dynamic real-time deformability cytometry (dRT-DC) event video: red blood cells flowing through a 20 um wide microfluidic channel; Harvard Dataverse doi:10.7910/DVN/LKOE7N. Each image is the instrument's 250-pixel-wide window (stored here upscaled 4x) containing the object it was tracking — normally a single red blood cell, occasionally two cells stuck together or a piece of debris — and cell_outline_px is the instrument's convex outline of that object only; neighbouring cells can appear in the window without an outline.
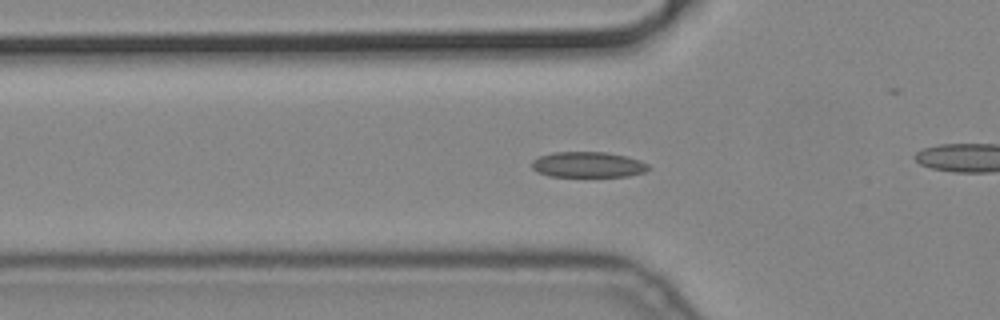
{"species": "common noctule bat (a hibernating species)", "species_latin": "Nyctalus noctula", "temperature_condition": "cold", "stored_images_in_passage": 58, "camera_frame_rate_fps": 3000, "um_per_image_px": 0.085, "animal": {"sex": "male", "body_mass_g": 19.2, "forearm_length_mm": 51.8}, "frame": {"image": 1, "passage_image": 20, "time_ms": 6.333, "image_size_px": [1000, 320], "cell_outline_px": [[652, 168], [644, 172], [628, 176], [548, 176], [536, 172], [532, 168], [532, 160], [540, 156], [552, 152], [608, 152], [640, 160], [648, 164]], "centroid_in_image_um": [49.97, 13.99], "position_along_channel_um": 75.8, "area_um2": 17.46}}
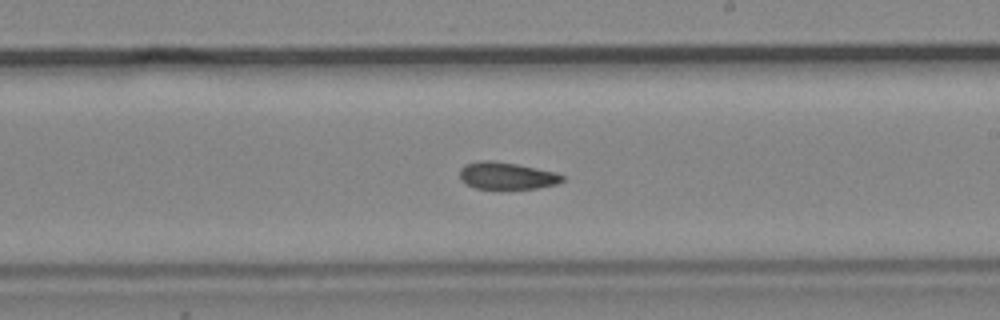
{"frame": {"image": 2, "passage_image": 34, "time_ms": 11.0, "image_size_px": [1000, 320], "cell_outline_px": [[564, 180], [556, 184], [536, 188], [476, 188], [464, 184], [460, 180], [460, 168], [464, 164], [480, 160], [492, 160], [516, 164], [556, 172], [564, 176]], "centroid_in_image_um": [43.03, 14.92], "position_along_channel_um": 246.0, "area_um2": 16.18}}
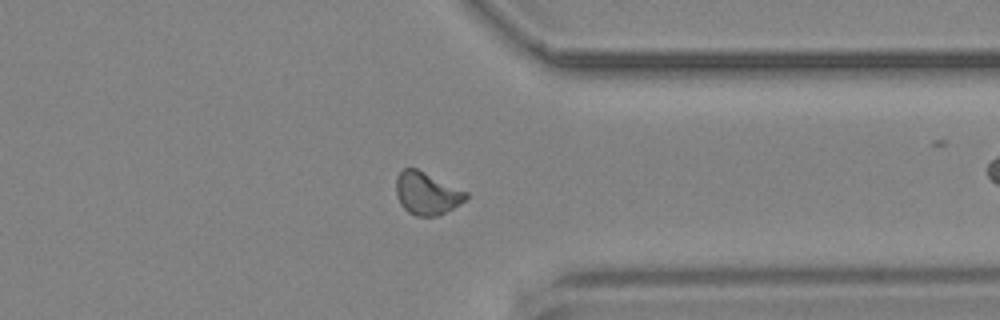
{"frame": {"image": 3, "passage_image": 45, "time_ms": 14.667, "image_size_px": [1000, 320], "cell_outline_px": [[468, 200], [440, 216], [416, 216], [408, 212], [400, 204], [396, 196], [396, 176], [404, 168], [416, 168], [468, 192]], "centroid_in_image_um": [36.29, 16.45], "position_along_channel_um": 375.1, "area_um2": 17.57}}